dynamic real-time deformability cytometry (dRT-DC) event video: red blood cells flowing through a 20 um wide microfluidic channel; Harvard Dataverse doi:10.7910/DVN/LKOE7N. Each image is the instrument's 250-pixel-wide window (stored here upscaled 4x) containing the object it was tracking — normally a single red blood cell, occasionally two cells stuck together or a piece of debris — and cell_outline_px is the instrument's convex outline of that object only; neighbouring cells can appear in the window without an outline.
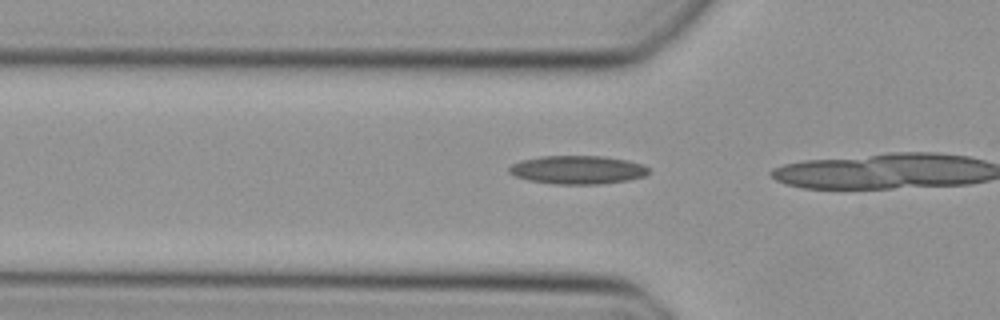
{"species": "Egyptian fruit bat (a non-hibernating species)", "species_latin": "Rousettus aegyptiacus", "temperature_condition": "cold", "stored_images_in_passage": 14, "camera_frame_rate_fps": 3000, "um_per_image_px": 0.085, "animal": {"sex": "female"}, "frame": {"image": 1, "passage_image": 12, "time_ms": 3.667, "image_size_px": [1000, 320], "cell_outline_px": [[648, 172], [644, 176], [628, 180], [600, 184], [552, 184], [528, 180], [516, 176], [508, 172], [508, 168], [512, 164], [520, 160], [540, 156], [600, 156], [628, 160], [644, 164], [648, 168]], "centroid_in_image_um": [49.07, 14.43], "position_along_channel_um": 76.7, "area_um2": 23.18}}